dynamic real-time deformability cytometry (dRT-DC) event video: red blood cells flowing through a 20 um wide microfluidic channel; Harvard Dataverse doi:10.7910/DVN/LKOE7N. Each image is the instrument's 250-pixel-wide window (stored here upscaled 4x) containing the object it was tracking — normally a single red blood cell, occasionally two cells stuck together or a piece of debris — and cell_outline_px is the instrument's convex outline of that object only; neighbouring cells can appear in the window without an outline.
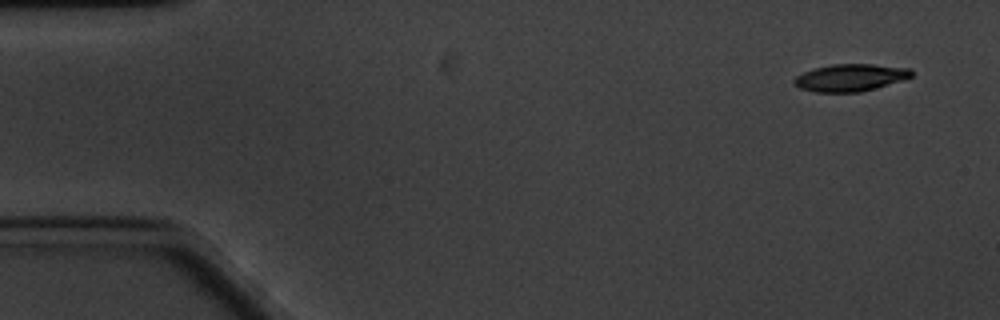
{"species": "common noctule bat (a hibernating species)", "species_latin": "Nyctalus noctula", "temperature_condition": "cold", "stored_images_in_passage": 58, "camera_frame_rate_fps": 3000, "um_per_image_px": 0.085, "animal": {"sex": "male", "body_mass_g": 20.1, "forearm_length_mm": 53.5}, "frame": {"image": 1, "passage_image": 1, "time_ms": 0.0, "image_size_px": [1000, 320], "cell_outline_px": [[912, 76], [876, 88], [860, 92], [816, 92], [800, 88], [792, 84], [792, 80], [796, 76], [812, 68], [832, 64], [872, 64], [912, 68]], "centroid_in_image_um": [72.23, 6.59], "position_along_channel_um": 12.8, "area_um2": 18.67}}
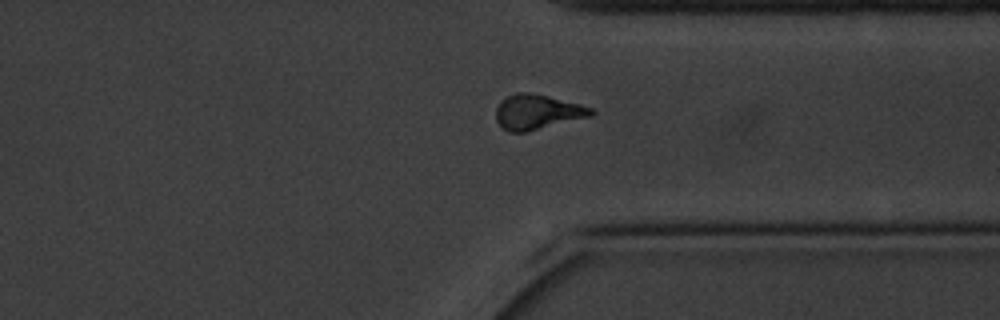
{"frame": {"image": 2, "passage_image": 43, "time_ms": 14.0, "image_size_px": [1000, 320], "cell_outline_px": [[596, 112], [592, 116], [528, 132], [508, 132], [500, 128], [496, 120], [496, 108], [500, 100], [516, 92], [528, 92], [548, 96], [580, 104], [592, 108]], "centroid_in_image_um": [45.65, 9.53], "position_along_channel_um": 365.7, "area_um2": 19.65}}
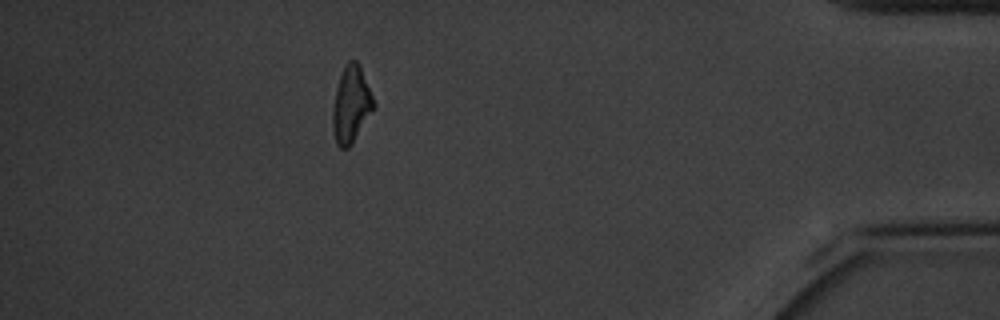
{"frame": {"image": 3, "passage_image": 51, "time_ms": 16.667, "image_size_px": [1000, 320], "cell_outline_px": [[376, 108], [352, 144], [348, 148], [340, 148], [336, 144], [332, 132], [332, 108], [336, 88], [344, 64], [348, 60], [356, 60], [360, 64], [376, 104]], "centroid_in_image_um": [29.85, 8.9], "position_along_channel_um": 405.3, "area_um2": 18.84}, "authors_computed_cell_mechanics": {"area_um2": 18.9873, "velocity_mm_per_s": 3.2945, "shape_relaxation_time_tau1_ms": 3.2246, "shape_relaxation_time_tau2_ms": 10.816, "deformation_change_tau1": 0.1174, "deformation_change_tau2": 0.1981}}